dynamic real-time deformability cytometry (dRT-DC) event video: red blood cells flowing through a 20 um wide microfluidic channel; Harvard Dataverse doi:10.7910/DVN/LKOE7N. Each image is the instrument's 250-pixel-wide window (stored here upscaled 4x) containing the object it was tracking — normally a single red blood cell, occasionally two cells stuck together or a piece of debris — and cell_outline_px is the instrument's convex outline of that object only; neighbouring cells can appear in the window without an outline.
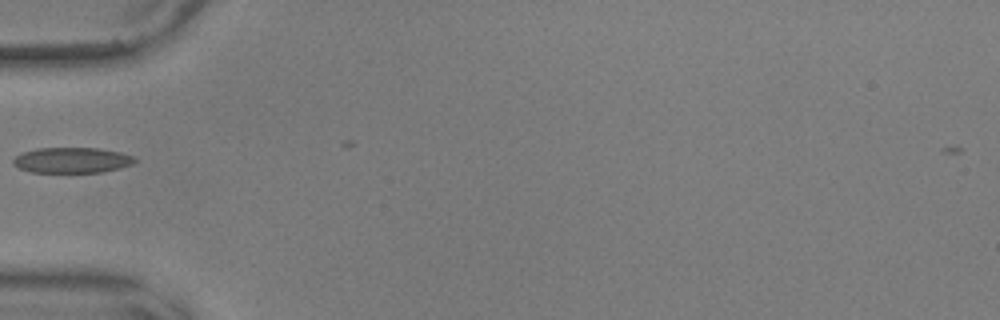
{"species": "common noctule bat (a hibernating species)", "species_latin": "Nyctalus noctula", "temperature_condition": "warm", "stored_images_in_passage": 17, "camera_frame_rate_fps": 3000, "um_per_image_px": 0.085, "animal": {"sex": "male", "body_mass_g": 17.9, "forearm_length_mm": 54.2}, "frame": {"image": 1, "passage_image": 1, "time_ms": 0.0, "image_size_px": [1000, 320], "cell_outline_px": [[136, 160], [132, 164], [120, 168], [104, 172], [32, 172], [20, 168], [12, 164], [12, 160], [16, 156], [24, 152], [36, 148], [96, 148], [120, 152], [132, 156]], "centroid_in_image_um": [6.11, 13.62], "position_along_channel_um": 78.9, "area_um2": 17.98}}
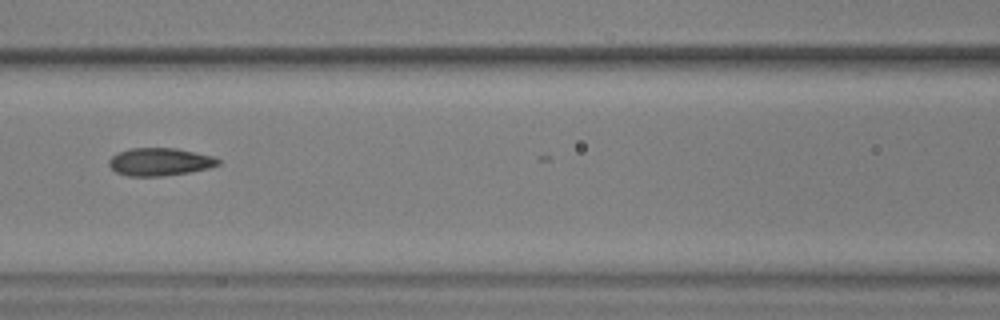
{"frame": {"image": 2, "passage_image": 7, "time_ms": 2.0, "image_size_px": [1000, 320], "cell_outline_px": [[220, 164], [208, 168], [188, 172], [164, 176], [128, 176], [116, 172], [108, 164], [108, 160], [112, 156], [120, 152], [132, 148], [176, 148], [212, 156], [220, 160]], "centroid_in_image_um": [13.57, 13.76], "position_along_channel_um": 153.0, "area_um2": 17.51}}
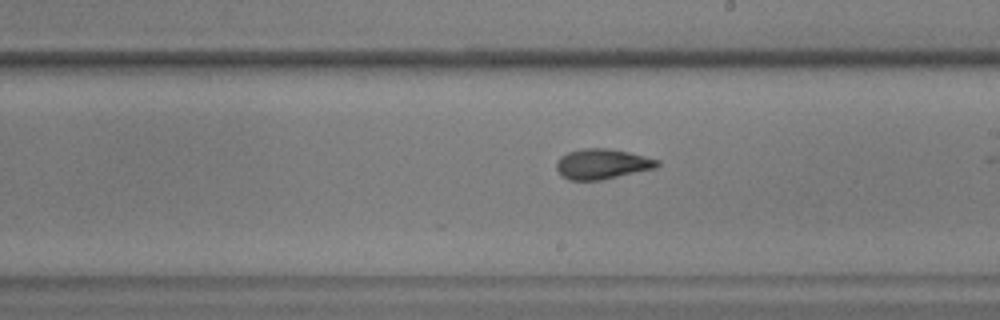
{"frame": {"image": 3, "passage_image": 14, "time_ms": 4.333, "image_size_px": [1000, 320], "cell_outline_px": [[660, 164], [656, 168], [600, 180], [568, 180], [560, 176], [556, 168], [556, 164], [560, 156], [568, 152], [584, 148], [608, 148], [628, 152], [660, 160]], "centroid_in_image_um": [51.16, 13.94], "position_along_channel_um": 237.8, "area_um2": 17.8}}